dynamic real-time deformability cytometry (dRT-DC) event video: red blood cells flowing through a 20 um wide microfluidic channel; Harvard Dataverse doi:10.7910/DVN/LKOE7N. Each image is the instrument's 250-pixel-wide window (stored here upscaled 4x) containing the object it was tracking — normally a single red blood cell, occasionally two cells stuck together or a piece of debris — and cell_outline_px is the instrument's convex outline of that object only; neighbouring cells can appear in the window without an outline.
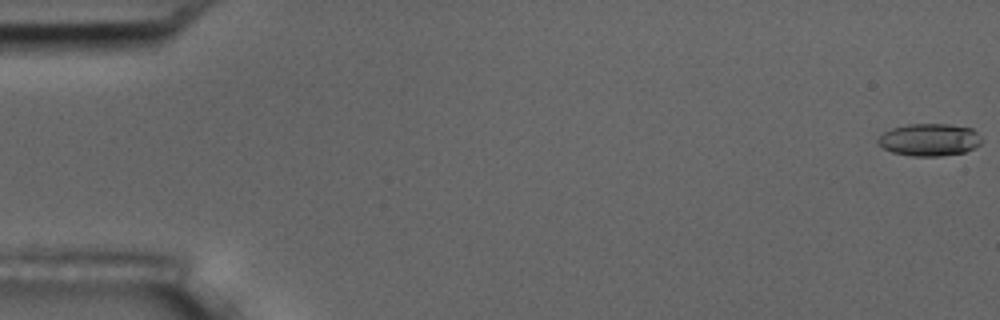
{"species": "common noctule bat (a hibernating species)", "species_latin": "Nyctalus noctula", "temperature_condition": "room temperature", "stored_images_in_passage": 10, "camera_frame_rate_fps": 3000, "um_per_image_px": 0.085, "animal": {"sex": "male", "body_mass_g": 17.5, "forearm_length_mm": 52.3}, "frame": {"image": 1, "passage_image": 1, "time_ms": 0.0, "image_size_px": [1000, 320], "cell_outline_px": [[980, 144], [964, 152], [940, 156], [912, 156], [892, 152], [884, 148], [876, 140], [884, 132], [892, 128], [908, 124], [948, 124], [972, 128], [980, 136]], "centroid_in_image_um": [78.99, 11.87], "position_along_channel_um": 6.0, "area_um2": 19.36}}
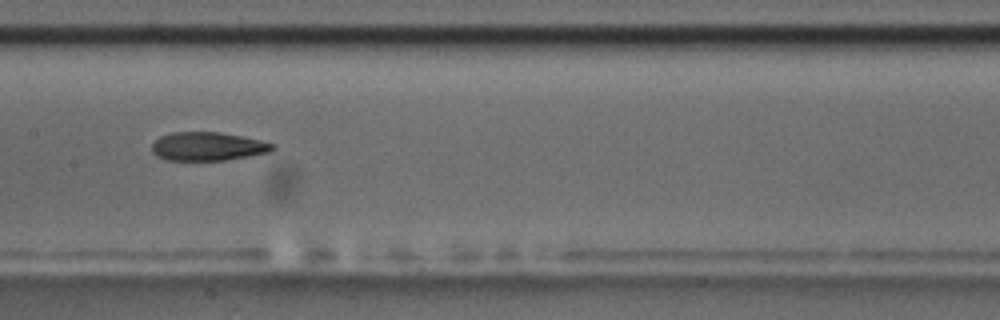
{"frame": {"image": 2, "passage_image": 9, "time_ms": 2.667, "image_size_px": [1000, 320], "cell_outline_px": [[276, 148], [268, 152], [248, 156], [224, 160], [164, 160], [156, 156], [152, 152], [152, 144], [160, 136], [172, 132], [220, 132], [260, 140], [276, 144]], "centroid_in_image_um": [17.64, 12.44], "position_along_channel_um": 189.8, "area_um2": 20.06}}
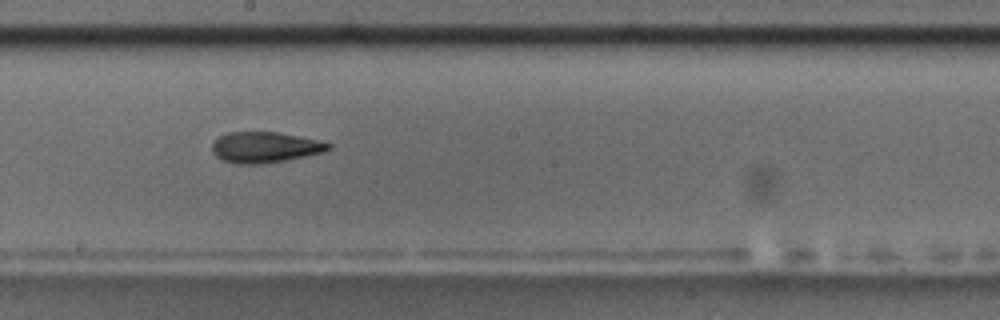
{"frame": {"image": 3, "passage_image": 10, "time_ms": 3.0, "image_size_px": [1000, 320], "cell_outline_px": [[332, 148], [324, 152], [264, 164], [236, 164], [220, 160], [212, 152], [212, 144], [220, 136], [228, 132], [280, 132], [316, 140], [332, 144]], "centroid_in_image_um": [22.49, 12.52], "position_along_channel_um": 225.7, "area_um2": 20.87}}